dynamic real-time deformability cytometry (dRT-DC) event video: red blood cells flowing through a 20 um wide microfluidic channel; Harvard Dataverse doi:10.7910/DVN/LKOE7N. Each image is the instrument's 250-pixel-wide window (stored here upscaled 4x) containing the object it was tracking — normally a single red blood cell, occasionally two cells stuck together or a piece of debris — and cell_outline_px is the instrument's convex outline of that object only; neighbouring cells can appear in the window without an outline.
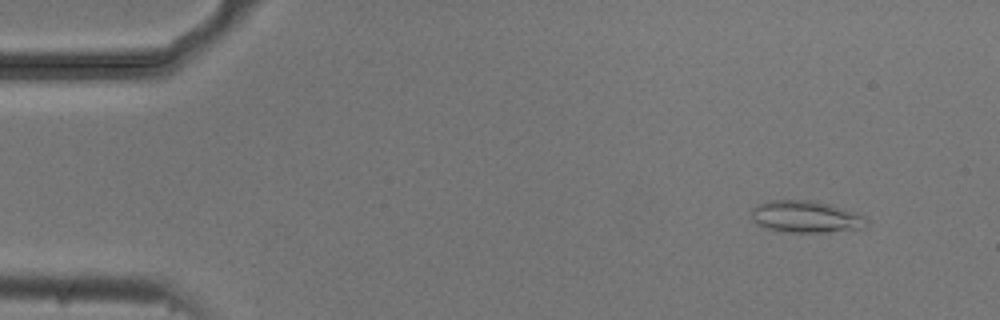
{"species": "common noctule bat (a hibernating species)", "species_latin": "Nyctalus noctula", "temperature_condition": "cold", "stored_images_in_passage": 53, "camera_frame_rate_fps": 3000, "um_per_image_px": 0.085, "animal": {"sex": "male", "body_mass_g": 20.5, "forearm_length_mm": 52.5}, "frame": {"image": 1, "passage_image": 4, "time_ms": 1.0, "image_size_px": [1000, 320], "cell_outline_px": [[868, 224], [864, 228], [824, 232], [784, 232], [768, 228], [756, 224], [752, 220], [752, 208], [756, 204], [772, 200], [812, 200], [832, 204], [868, 216]], "centroid_in_image_um": [68.54, 18.41], "position_along_channel_um": 16.5, "area_um2": 21.73}}
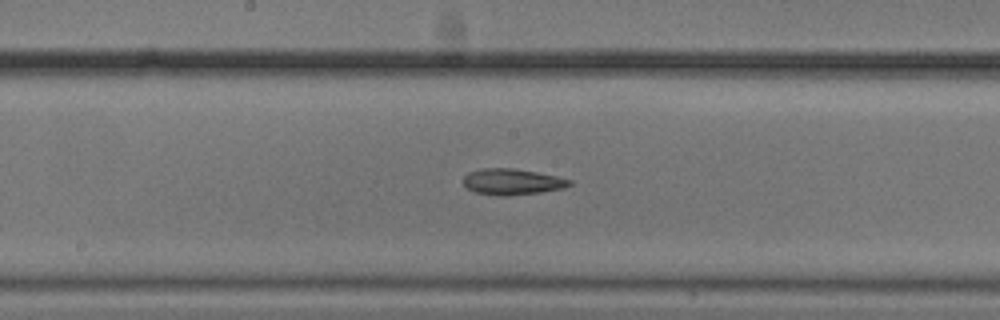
{"frame": {"image": 2, "passage_image": 27, "time_ms": 8.667, "image_size_px": [1000, 320], "cell_outline_px": [[572, 184], [564, 188], [540, 192], [508, 196], [500, 196], [476, 192], [468, 188], [464, 184], [464, 176], [468, 172], [484, 168], [512, 168], [536, 172], [556, 176], [572, 180]], "centroid_in_image_um": [43.55, 15.45], "position_along_channel_um": 204.7, "area_um2": 16.01}}
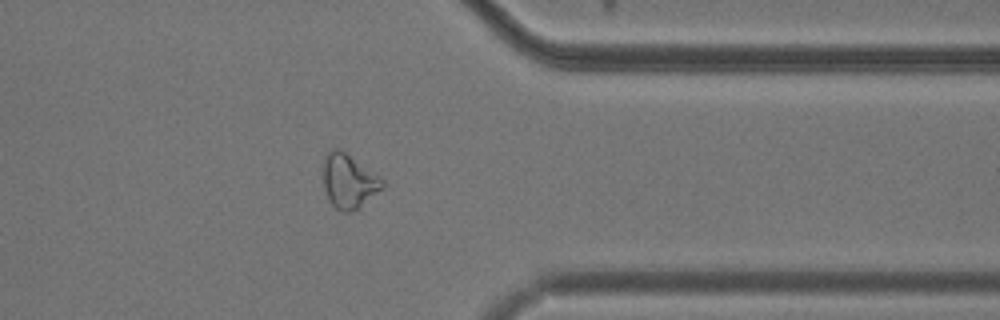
{"frame": {"image": 3, "passage_image": 42, "time_ms": 13.667, "image_size_px": [1000, 320], "cell_outline_px": [[384, 188], [360, 208], [352, 212], [344, 212], [336, 208], [328, 200], [324, 188], [324, 156], [332, 148], [336, 148], [344, 152], [380, 176], [384, 180]], "centroid_in_image_um": [29.67, 15.43], "position_along_channel_um": 381.7, "area_um2": 18.73}}